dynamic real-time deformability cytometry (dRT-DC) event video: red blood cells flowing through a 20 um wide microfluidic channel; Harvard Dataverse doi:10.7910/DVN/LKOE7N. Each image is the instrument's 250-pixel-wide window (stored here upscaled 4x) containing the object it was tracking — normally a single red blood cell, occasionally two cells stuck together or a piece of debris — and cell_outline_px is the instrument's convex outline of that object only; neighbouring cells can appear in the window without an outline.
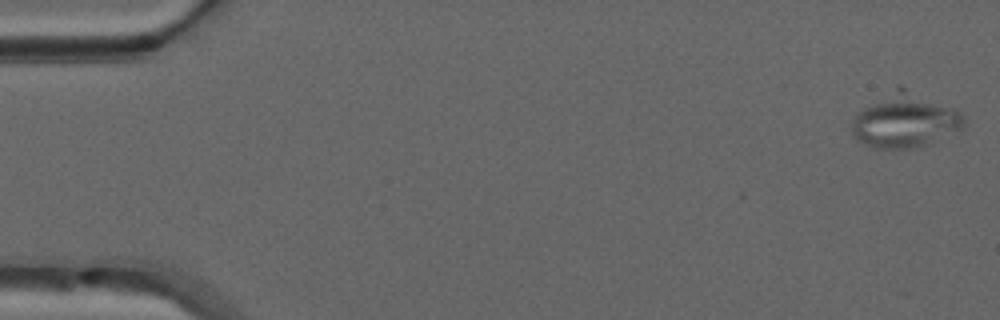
{"species": "common noctule bat (a hibernating species)", "species_latin": "Nyctalus noctula", "temperature_condition": "warm", "stored_images_in_passage": 22, "camera_frame_rate_fps": 3000, "um_per_image_px": 0.085, "animal": {"sex": "male", "forearm_length_mm": 52.5}, "frame": {"image": 1, "passage_image": 1, "time_ms": 0.0, "image_size_px": [1000, 320], "cell_outline_px": [[964, 128], [928, 144], [908, 148], [872, 148], [856, 140], [852, 136], [852, 120], [864, 108], [900, 84], [956, 108], [964, 116]], "centroid_in_image_um": [76.96, 10.23], "position_along_channel_um": 8.0, "area_um2": 35.43}}
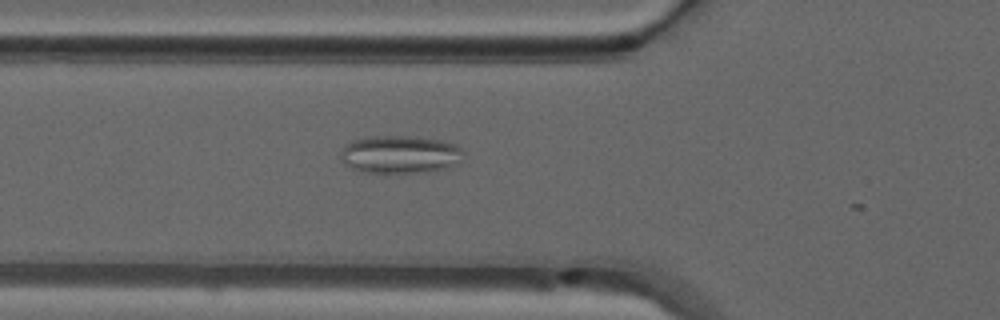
{"frame": {"image": 2, "passage_image": 18, "time_ms": 5.667, "image_size_px": [1000, 320], "cell_outline_px": [[464, 152], [456, 164], [444, 168], [428, 172], [384, 176], [360, 172], [344, 164], [340, 160], [340, 152], [344, 144], [352, 140], [368, 136], [408, 136], [444, 140], [460, 148]], "centroid_in_image_um": [33.9, 13.17], "position_along_channel_um": 91.9, "area_um2": 28.15}}